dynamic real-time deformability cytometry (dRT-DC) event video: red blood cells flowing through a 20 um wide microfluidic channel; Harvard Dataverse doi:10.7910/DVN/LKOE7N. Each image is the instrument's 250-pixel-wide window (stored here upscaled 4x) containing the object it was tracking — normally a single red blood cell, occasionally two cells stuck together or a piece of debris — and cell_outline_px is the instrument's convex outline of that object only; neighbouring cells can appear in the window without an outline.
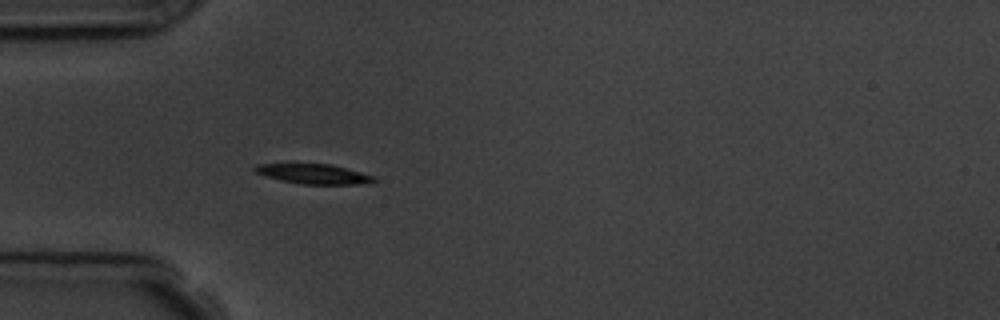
{"species": "common noctule bat (a hibernating species)", "species_latin": "Nyctalus noctula", "temperature_condition": "room temperature", "stored_images_in_passage": 4, "camera_frame_rate_fps": 3000, "um_per_image_px": 0.085, "animal": {"sex": "male", "body_mass_g": 19.5, "forearm_length_mm": 54.6}, "frame": {"image": 1, "passage_image": 4, "time_ms": 3.667, "image_size_px": [1000, 320], "cell_outline_px": [[376, 180], [356, 184], [300, 184], [280, 180], [264, 176], [256, 172], [252, 168], [256, 164], [288, 160], [292, 160], [328, 164], [360, 172], [372, 176]], "centroid_in_image_um": [26.42, 14.71], "position_along_channel_um": 58.6, "area_um2": 14.51}}